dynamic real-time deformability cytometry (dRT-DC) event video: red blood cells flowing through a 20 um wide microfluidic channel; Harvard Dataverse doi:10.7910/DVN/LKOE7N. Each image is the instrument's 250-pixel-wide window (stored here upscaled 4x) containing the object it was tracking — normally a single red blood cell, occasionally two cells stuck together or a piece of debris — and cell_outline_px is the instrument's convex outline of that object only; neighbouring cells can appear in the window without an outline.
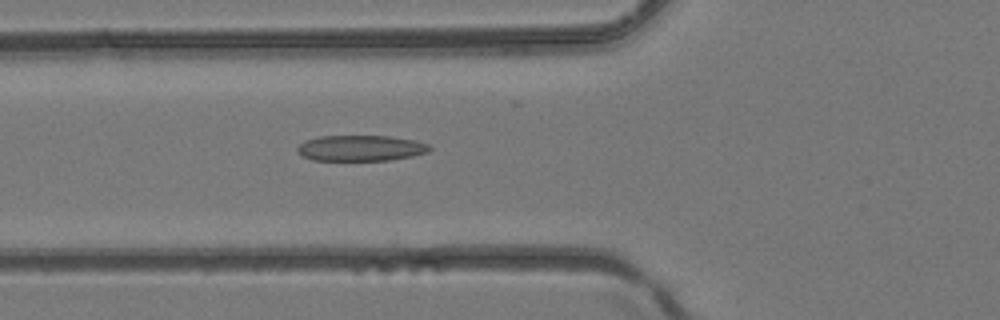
{"species": "common noctule bat (a hibernating species)", "species_latin": "Nyctalus noctula", "temperature_condition": "room temperature", "stored_images_in_passage": 44, "camera_frame_rate_fps": 3000, "um_per_image_px": 0.085, "animal": {"sex": "female", "body_mass_g": 24.6, "forearm_length_mm": 56.2}, "frame": {"image": 1, "passage_image": 17, "time_ms": 5.333, "image_size_px": [1000, 320], "cell_outline_px": [[432, 148], [428, 152], [412, 156], [388, 160], [312, 160], [300, 156], [296, 152], [296, 148], [304, 140], [320, 136], [388, 136], [416, 140], [428, 144]], "centroid_in_image_um": [30.62, 12.59], "position_along_channel_um": 95.2, "area_um2": 20.0}}
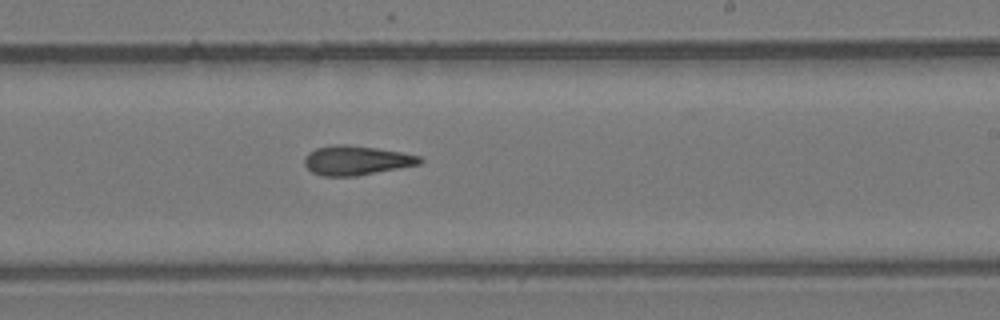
{"frame": {"image": 2, "passage_image": 27, "time_ms": 8.667, "image_size_px": [1000, 320], "cell_outline_px": [[424, 160], [420, 164], [356, 176], [324, 176], [312, 172], [304, 164], [304, 156], [308, 152], [316, 148], [336, 144], [344, 144], [376, 148], [400, 152], [420, 156]], "centroid_in_image_um": [30.26, 13.63], "position_along_channel_um": 258.7, "area_um2": 19.65}}
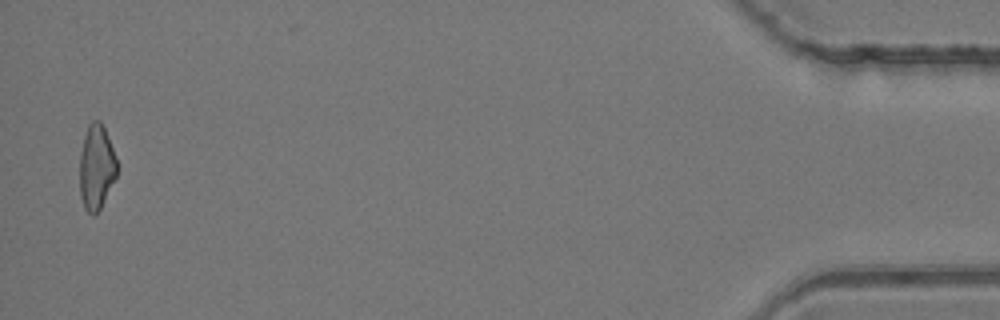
{"frame": {"image": 3, "passage_image": 43, "time_ms": 14.0, "image_size_px": [1000, 320], "cell_outline_px": [[116, 176], [100, 208], [92, 216], [84, 208], [80, 196], [80, 152], [84, 136], [88, 124], [92, 120], [100, 120], [104, 128], [112, 148], [116, 160]], "centroid_in_image_um": [8.16, 14.2], "position_along_channel_um": 427.0, "area_um2": 18.15}}